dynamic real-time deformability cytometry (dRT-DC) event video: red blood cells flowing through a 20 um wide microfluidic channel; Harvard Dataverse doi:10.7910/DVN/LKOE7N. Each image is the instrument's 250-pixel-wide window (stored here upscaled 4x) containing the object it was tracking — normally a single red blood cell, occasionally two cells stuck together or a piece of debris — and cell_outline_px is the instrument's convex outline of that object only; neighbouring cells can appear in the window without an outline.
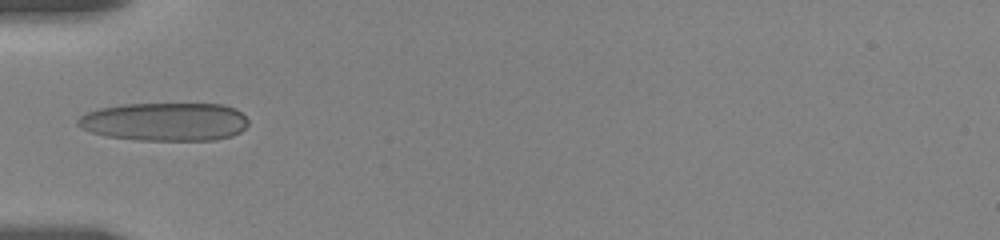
{"species": "human", "species_latin": "Homo sapiens", "temperature_condition": "room temperature", "stored_images_in_passage": 44, "camera_frame_rate_fps": 3000, "um_per_image_px": 0.085, "donor": {"sex": "female"}, "frame": {"image": 1, "passage_image": 1, "time_ms": 0.0, "image_size_px": [1000, 240], "cell_outline_px": [[248, 124], [240, 132], [232, 136], [216, 140], [136, 140], [108, 136], [92, 132], [80, 128], [76, 124], [76, 120], [80, 116], [88, 112], [100, 108], [124, 104], [224, 104], [236, 108], [248, 120]], "centroid_in_image_um": [14.03, 10.35], "position_along_channel_um": 71.0, "area_um2": 38.21}}
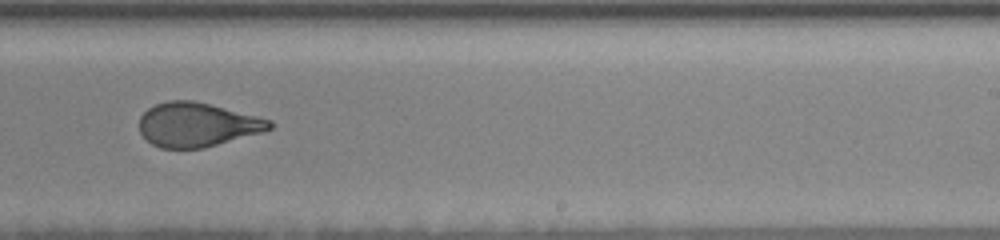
{"frame": {"image": 2, "passage_image": 19, "time_ms": 5.667, "image_size_px": [1000, 240], "cell_outline_px": [[272, 128], [260, 132], [204, 148], [160, 148], [152, 144], [140, 132], [140, 116], [148, 108], [156, 104], [168, 100], [192, 100], [272, 120]], "centroid_in_image_um": [16.72, 10.59], "position_along_channel_um": 272.3, "area_um2": 33.0}}
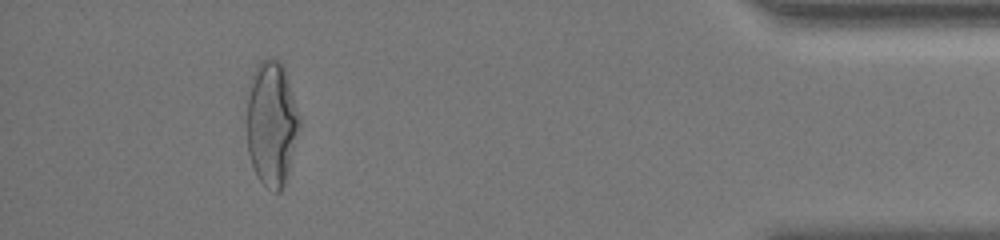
{"frame": {"image": 3, "passage_image": 43, "time_ms": 11.0, "image_size_px": [1000, 240], "cell_outline_px": [[300, 128], [284, 184], [280, 192], [272, 192], [256, 176], [252, 168], [248, 152], [248, 84], [252, 72], [256, 64], [260, 60], [268, 56], [280, 60], [284, 64], [300, 116]], "centroid_in_image_um": [23.09, 10.42], "position_along_channel_um": 412.1, "area_um2": 38.84}, "authors_computed_cell_mechanics": {"area_um2": 35.0268, "velocity_mm_per_s": 3.557, "shape_relaxation_time_tau1_ms": 5.588, "shape_relaxation_time_tau2_ms": 1.1359, "deformation_change_tau1": 0.1967, "deformation_change_tau2": 0.0805}}